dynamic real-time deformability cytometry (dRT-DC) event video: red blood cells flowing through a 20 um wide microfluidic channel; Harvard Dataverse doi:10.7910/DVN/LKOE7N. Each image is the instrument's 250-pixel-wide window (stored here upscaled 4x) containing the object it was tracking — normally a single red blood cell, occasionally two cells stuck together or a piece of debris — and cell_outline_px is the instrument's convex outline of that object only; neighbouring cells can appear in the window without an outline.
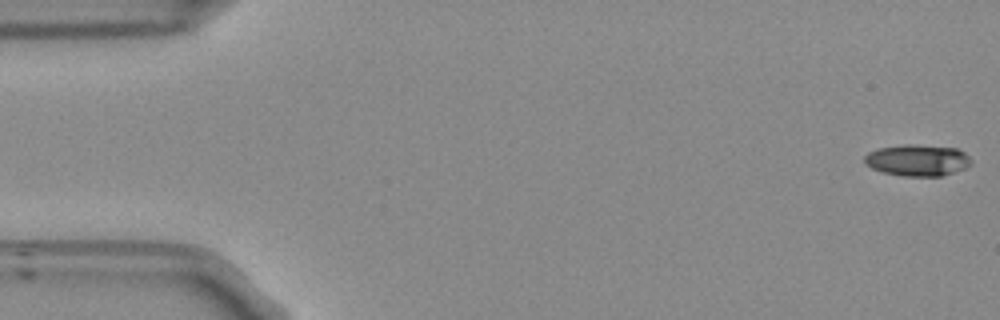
{"species": "Egyptian fruit bat (a non-hibernating species)", "species_latin": "Rousettus aegyptiacus", "temperature_condition": "room temperature", "stored_images_in_passage": 53, "camera_frame_rate_fps": 3000, "um_per_image_px": 0.085, "frame": {"image": 1, "passage_image": 1, "time_ms": 0.0, "image_size_px": [1000, 320], "cell_outline_px": [[972, 164], [964, 168], [940, 176], [900, 176], [884, 172], [872, 168], [864, 164], [864, 156], [868, 152], [880, 148], [956, 148], [964, 152], [972, 160]], "centroid_in_image_um": [77.98, 13.69], "position_along_channel_um": 7.0, "area_um2": 18.32}}
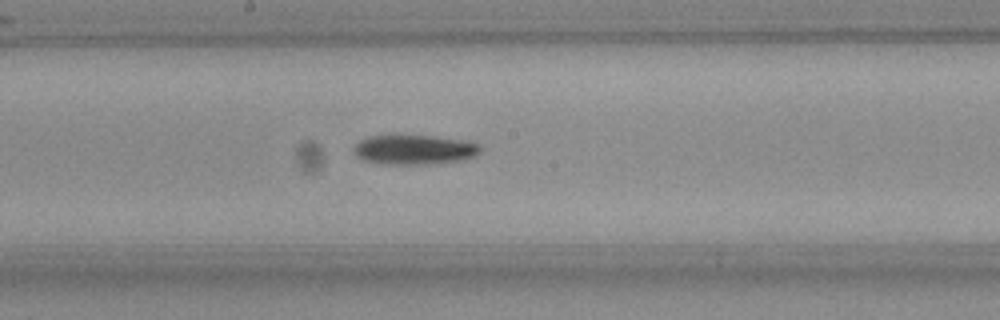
{"frame": {"image": 2, "passage_image": 28, "time_ms": 9.0, "image_size_px": [1000, 320], "cell_outline_px": [[480, 152], [472, 156], [456, 160], [424, 164], [392, 164], [368, 160], [360, 156], [352, 148], [360, 140], [368, 136], [392, 132], [396, 132], [468, 140], [480, 144]], "centroid_in_image_um": [35.19, 12.64], "position_along_channel_um": 213.0, "area_um2": 22.14}}
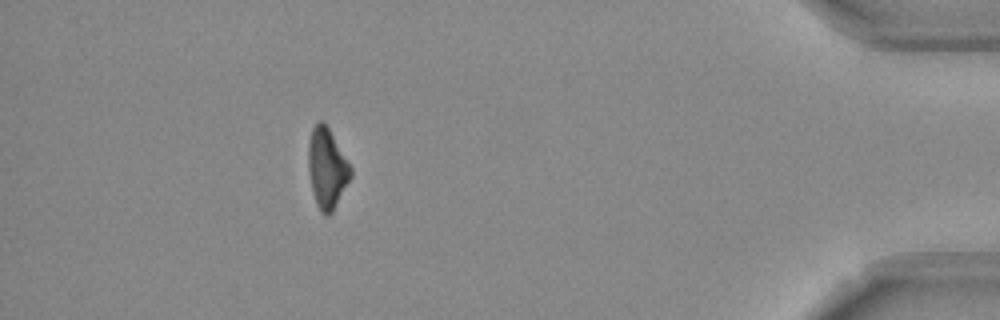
{"frame": {"image": 3, "passage_image": 48, "time_ms": 15.667, "image_size_px": [1000, 320], "cell_outline_px": [[352, 176], [332, 212], [328, 216], [320, 212], [316, 204], [312, 188], [308, 168], [308, 144], [312, 128], [316, 120], [320, 120], [328, 128], [352, 168]], "centroid_in_image_um": [27.78, 14.31], "position_along_channel_um": 407.4, "area_um2": 19.59}, "authors_computed_cell_mechanics": {"area_um2": 20.519, "velocity_mm_per_s": 3.7864, "shape_relaxation_time_tau1_ms": 4.7248, "shape_relaxation_time_tau2_ms": null, "deformation_change_tau1": 0.1567, "deformation_change_tau2": null}}